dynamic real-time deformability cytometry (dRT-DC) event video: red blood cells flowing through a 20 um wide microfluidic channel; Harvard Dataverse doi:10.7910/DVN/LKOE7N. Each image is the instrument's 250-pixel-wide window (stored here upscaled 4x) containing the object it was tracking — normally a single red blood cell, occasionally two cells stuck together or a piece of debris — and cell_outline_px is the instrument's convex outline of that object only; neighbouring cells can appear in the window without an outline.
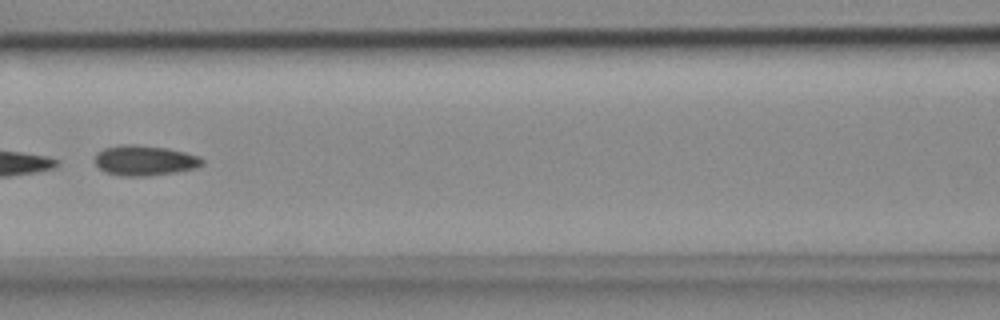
{"species": "common noctule bat (a hibernating species)", "species_latin": "Nyctalus noctula", "temperature_condition": "cold", "stored_images_in_passage": 5, "camera_frame_rate_fps": 3000, "um_per_image_px": 0.085, "animal": {"sex": "female", "body_mass_g": 18.4}, "frame": {"image": 1, "passage_image": 5, "time_ms": 1.333, "image_size_px": [1000, 320], "cell_outline_px": [[204, 164], [196, 168], [176, 172], [148, 176], [124, 176], [104, 172], [96, 164], [96, 152], [104, 148], [120, 144], [136, 144], [168, 148], [200, 156], [204, 160]], "centroid_in_image_um": [12.31, 13.63], "position_along_channel_um": 154.3, "area_um2": 19.07}}